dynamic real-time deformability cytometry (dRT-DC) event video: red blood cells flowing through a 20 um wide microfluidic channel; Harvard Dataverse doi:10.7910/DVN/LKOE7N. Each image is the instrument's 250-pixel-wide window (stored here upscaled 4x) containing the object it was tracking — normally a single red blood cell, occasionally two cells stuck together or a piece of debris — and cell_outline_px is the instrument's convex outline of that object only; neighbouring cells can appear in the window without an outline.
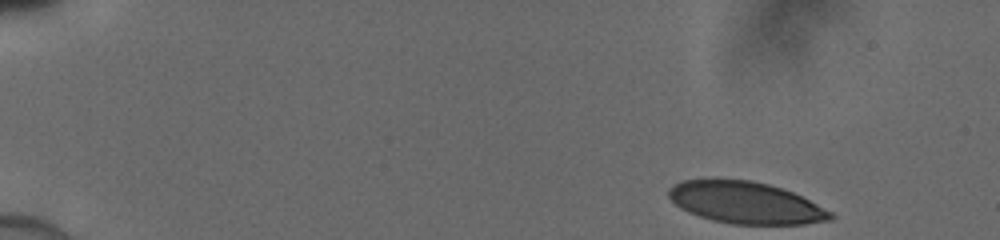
{"species": "human", "species_latin": "Homo sapiens", "temperature_condition": "cold", "stored_images_in_passage": 45, "camera_frame_rate_fps": 3000, "um_per_image_px": 0.085, "donor": {"sex": "male"}, "frame": {"image": 1, "passage_image": 1, "time_ms": 0.0, "image_size_px": [1000, 240], "cell_outline_px": [[836, 216], [832, 220], [804, 224], [732, 224], [712, 220], [688, 212], [680, 208], [668, 196], [668, 188], [672, 184], [684, 180], [716, 176], [752, 180], [768, 184], [792, 192], [832, 212]], "centroid_in_image_um": [63.32, 17.19], "position_along_channel_um": 21.7, "area_um2": 40.11}}
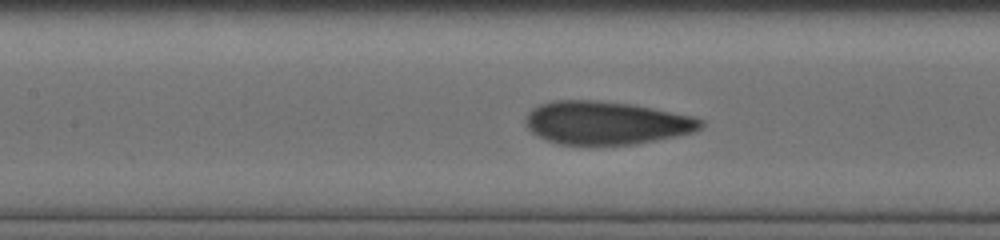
{"frame": {"image": 2, "passage_image": 20, "time_ms": 6.333, "image_size_px": [1000, 240], "cell_outline_px": [[704, 124], [700, 128], [692, 132], [676, 136], [636, 144], [560, 144], [548, 140], [532, 132], [528, 128], [524, 120], [528, 112], [532, 108], [540, 104], [552, 100], [596, 100], [632, 104], [692, 116], [704, 120]], "centroid_in_image_um": [51.51, 10.43], "position_along_channel_um": 155.9, "area_um2": 43.81}}
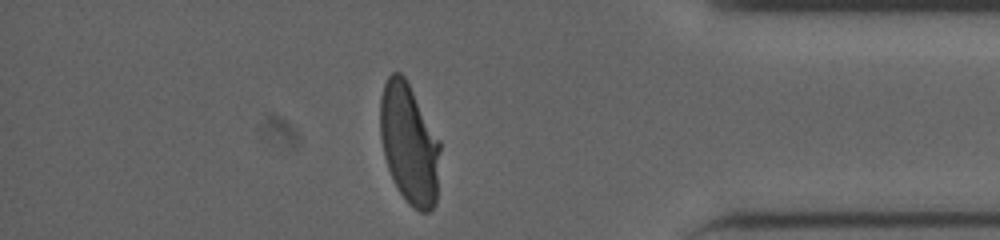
{"frame": {"image": 3, "passage_image": 39, "time_ms": 12.667, "image_size_px": [1000, 240], "cell_outline_px": [[440, 148], [436, 204], [428, 212], [420, 212], [408, 204], [400, 192], [388, 168], [384, 156], [380, 136], [380, 96], [384, 84], [388, 76], [392, 72], [400, 72], [404, 76], [440, 140]], "centroid_in_image_um": [34.78, 12.22], "position_along_channel_um": 400.4, "area_um2": 41.91}}